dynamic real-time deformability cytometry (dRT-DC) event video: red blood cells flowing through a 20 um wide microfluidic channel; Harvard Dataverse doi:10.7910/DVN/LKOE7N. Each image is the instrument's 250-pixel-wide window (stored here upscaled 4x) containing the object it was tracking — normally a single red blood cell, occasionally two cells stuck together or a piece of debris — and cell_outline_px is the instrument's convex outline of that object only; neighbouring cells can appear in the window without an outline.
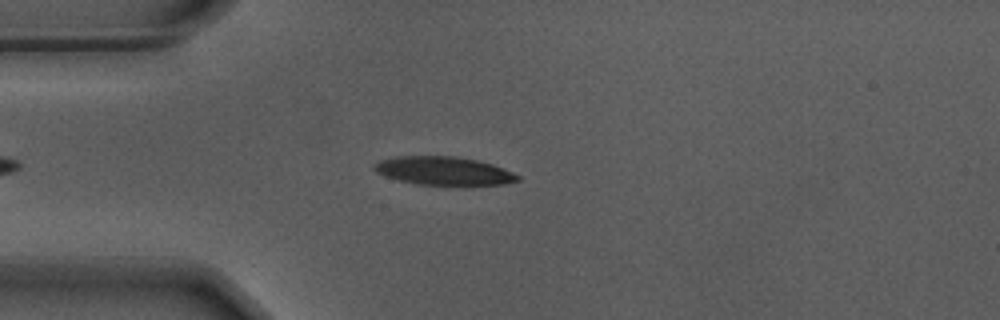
{"species": "Egyptian fruit bat (a non-hibernating species)", "species_latin": "Rousettus aegyptiacus", "temperature_condition": "warm", "stored_images_in_passage": 42, "camera_frame_rate_fps": 3000, "um_per_image_px": 0.085, "animal": {"sex": "male"}, "frame": {"image": 1, "passage_image": 9, "time_ms": 2.667, "image_size_px": [1000, 320], "cell_outline_px": [[520, 180], [504, 184], [416, 184], [396, 180], [384, 176], [376, 172], [372, 168], [380, 160], [396, 156], [452, 156], [476, 160], [492, 164], [512, 172], [520, 176]], "centroid_in_image_um": [37.67, 14.51], "position_along_channel_um": 47.3, "area_um2": 23.41}}
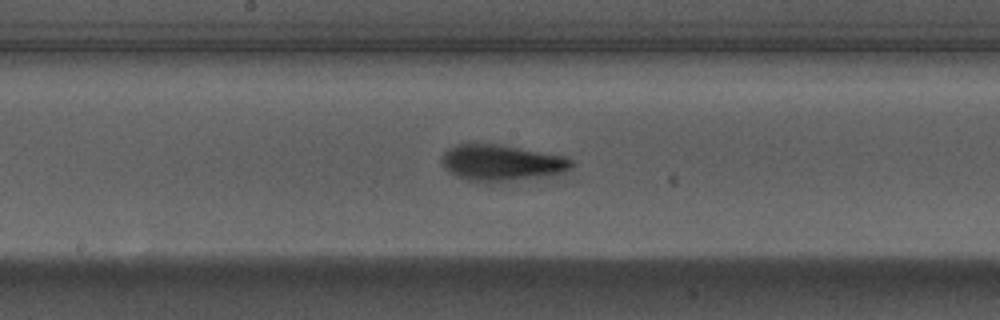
{"frame": {"image": 2, "passage_image": 23, "time_ms": 7.333, "image_size_px": [1000, 320], "cell_outline_px": [[576, 164], [572, 168], [564, 172], [544, 176], [508, 180], [468, 180], [456, 176], [448, 172], [444, 168], [440, 160], [440, 156], [448, 148], [456, 144], [468, 140], [472, 140], [496, 144], [564, 156], [572, 160]], "centroid_in_image_um": [42.55, 13.77], "position_along_channel_um": 205.7, "area_um2": 27.51}}
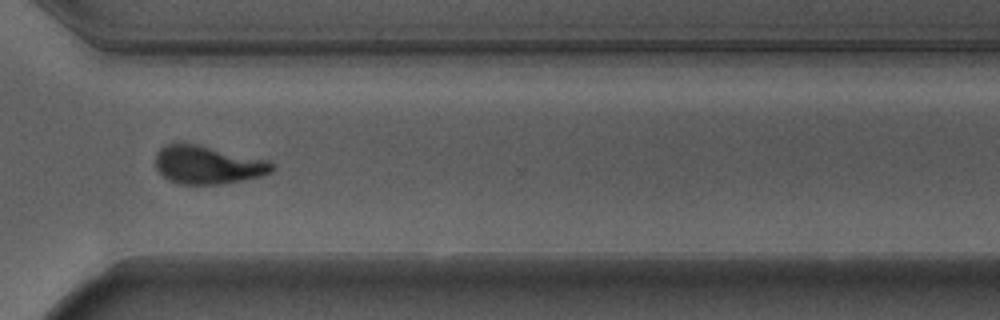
{"frame": {"image": 3, "passage_image": 35, "time_ms": 11.333, "image_size_px": [1000, 320], "cell_outline_px": [[276, 168], [272, 172], [260, 176], [244, 180], [220, 184], [180, 184], [168, 180], [156, 168], [156, 152], [164, 144], [176, 140], [196, 144], [268, 160]], "centroid_in_image_um": [17.62, 13.99], "position_along_channel_um": 353.0, "area_um2": 26.24}, "authors_computed_cell_mechanics": {"area_um2": 25.6921, "velocity_mm_per_s": 3.6881, "shape_relaxation_time_tau1_ms": 2.6113, "shape_relaxation_time_tau2_ms": 1.8111, "deformation_change_tau1": 0.193, "deformation_change_tau2": 0.1095}}